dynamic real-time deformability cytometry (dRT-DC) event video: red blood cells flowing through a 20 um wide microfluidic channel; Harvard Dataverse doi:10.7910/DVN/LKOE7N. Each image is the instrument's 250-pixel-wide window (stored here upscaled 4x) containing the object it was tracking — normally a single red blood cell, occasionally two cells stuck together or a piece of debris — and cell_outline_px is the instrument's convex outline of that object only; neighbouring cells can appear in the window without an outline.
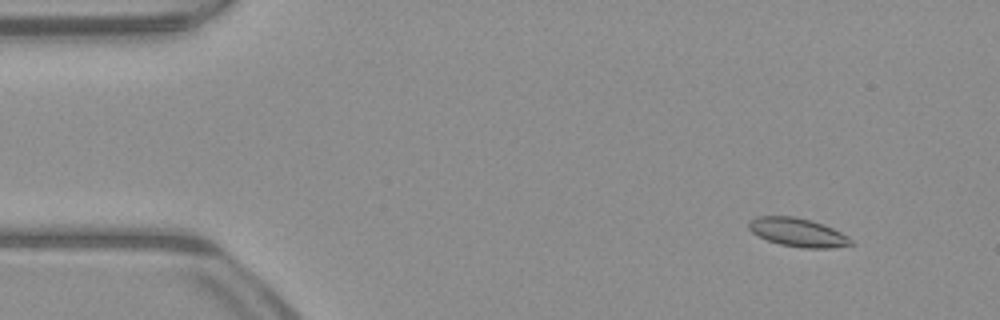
{"species": "common noctule bat (a hibernating species)", "species_latin": "Nyctalus noctula", "temperature_condition": "warm", "stored_images_in_passage": 53, "camera_frame_rate_fps": 3000, "um_per_image_px": 0.085, "animal": {"sex": "male", "body_mass_g": 23.1, "forearm_length_mm": 52.7}, "frame": {"image": 1, "passage_image": 6, "time_ms": 1.667, "image_size_px": [1000, 320], "cell_outline_px": [[856, 244], [832, 248], [804, 248], [780, 244], [768, 240], [752, 232], [748, 228], [748, 224], [756, 216], [792, 216], [812, 220], [824, 224], [848, 236]], "centroid_in_image_um": [67.85, 19.75], "position_along_channel_um": 17.1, "area_um2": 16.99}}
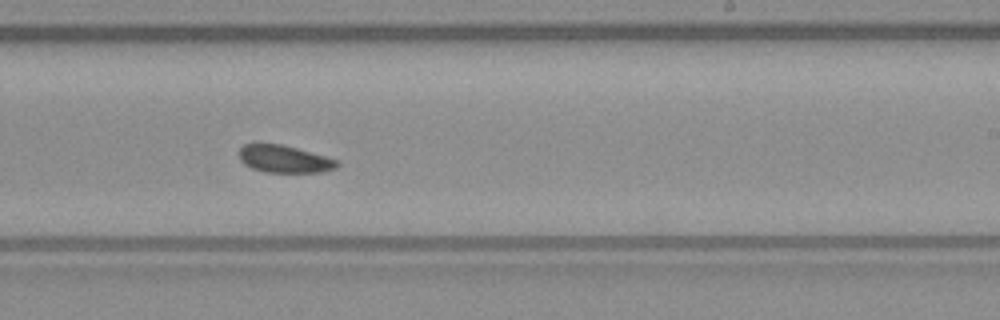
{"frame": {"image": 2, "passage_image": 32, "time_ms": 10.333, "image_size_px": [1000, 320], "cell_outline_px": [[340, 164], [336, 168], [324, 172], [264, 172], [252, 168], [244, 164], [240, 160], [240, 148], [244, 144], [256, 140], [280, 144], [296, 148], [340, 160]], "centroid_in_image_um": [24.14, 13.48], "position_along_channel_um": 264.9, "area_um2": 16.13}}
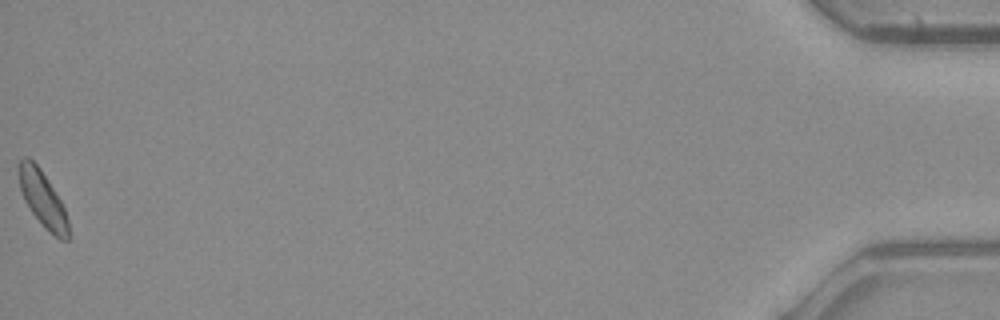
{"frame": {"image": 3, "passage_image": 53, "time_ms": 17.333, "image_size_px": [1000, 320], "cell_outline_px": [[68, 240], [60, 240], [44, 228], [32, 212], [24, 200], [20, 188], [16, 168], [20, 160], [24, 156], [28, 156], [40, 168], [60, 200], [64, 208], [68, 220]], "centroid_in_image_um": [3.58, 16.89], "position_along_channel_um": 431.6, "area_um2": 16.13}, "authors_computed_cell_mechanics": {"area_um2": 16.3574, "velocity_mm_per_s": 3.969, "shape_relaxation_time_tau1_ms": 1.5979, "shape_relaxation_time_tau2_ms": null, "deformation_change_tau1": 0.0572, "deformation_change_tau2": null}}